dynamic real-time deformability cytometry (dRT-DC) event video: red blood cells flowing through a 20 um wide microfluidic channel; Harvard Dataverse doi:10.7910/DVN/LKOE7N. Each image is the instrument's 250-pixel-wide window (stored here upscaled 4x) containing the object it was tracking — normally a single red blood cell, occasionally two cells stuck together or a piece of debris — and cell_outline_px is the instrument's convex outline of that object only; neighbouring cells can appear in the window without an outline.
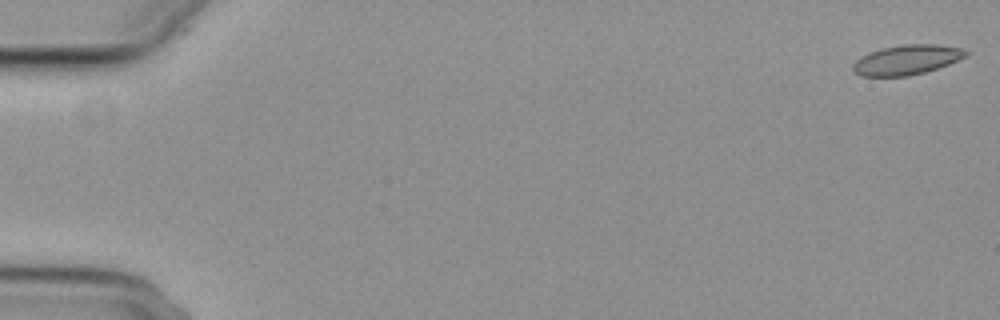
{"species": "common noctule bat (a hibernating species)", "species_latin": "Nyctalus noctula", "temperature_condition": "cold", "stored_images_in_passage": 13, "camera_frame_rate_fps": 3000, "um_per_image_px": 0.085, "animal": {"sex": "female", "body_mass_g": 29.2, "forearm_length_mm": 56.3}, "frame": {"image": 1, "passage_image": 1, "time_ms": 0.0, "image_size_px": [1000, 320], "cell_outline_px": [[968, 56], [948, 64], [924, 72], [908, 76], [860, 76], [852, 68], [852, 64], [860, 56], [880, 48], [904, 44], [936, 44], [960, 48], [968, 52]], "centroid_in_image_um": [77.05, 5.08], "position_along_channel_um": 7.9, "area_um2": 19.54}}